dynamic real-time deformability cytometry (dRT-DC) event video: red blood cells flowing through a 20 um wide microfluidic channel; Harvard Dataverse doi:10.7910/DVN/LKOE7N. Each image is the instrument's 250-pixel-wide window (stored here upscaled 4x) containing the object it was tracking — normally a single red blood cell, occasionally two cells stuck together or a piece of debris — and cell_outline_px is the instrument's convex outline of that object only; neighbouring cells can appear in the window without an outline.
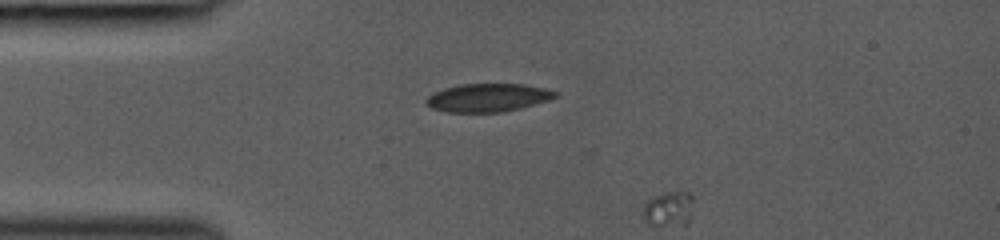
{"species": "common noctule bat (a hibernating species)", "species_latin": "Nyctalus noctula", "temperature_condition": "room temperature", "stored_images_in_passage": 11, "camera_frame_rate_fps": 3000, "um_per_image_px": 0.085, "animal": {"sex": "female", "body_mass_g": 19.0, "forearm_length_mm": 53.3}, "frame": {"image": 1, "passage_image": 1, "time_ms": 0.0, "image_size_px": [1000, 240], "cell_outline_px": [[692, 216], [688, 224], [652, 224], [644, 220], [644, 204], [648, 200], [656, 196], [668, 192], [688, 192], [692, 196]], "centroid_in_image_um": [56.88, 17.75], "position_along_channel_um": 28.1, "area_um2": 10.0}}